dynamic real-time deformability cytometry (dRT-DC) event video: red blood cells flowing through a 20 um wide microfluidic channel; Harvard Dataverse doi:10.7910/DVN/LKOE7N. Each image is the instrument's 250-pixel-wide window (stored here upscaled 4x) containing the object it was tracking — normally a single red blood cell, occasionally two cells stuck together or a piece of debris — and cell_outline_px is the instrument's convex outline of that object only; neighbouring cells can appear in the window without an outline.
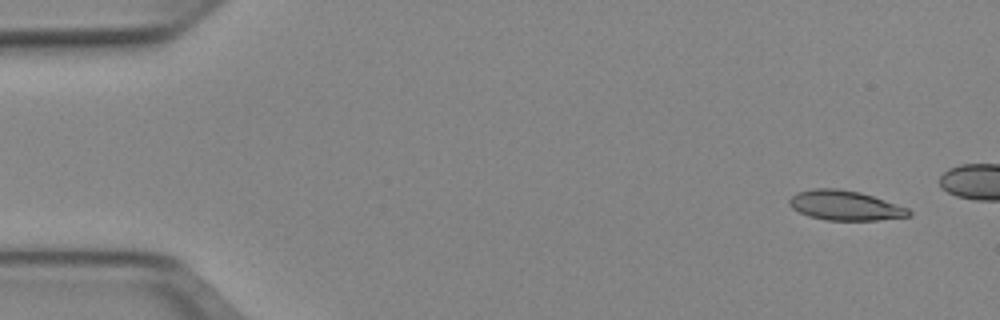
{"species": "Egyptian fruit bat (a non-hibernating species)", "species_latin": "Rousettus aegyptiacus", "temperature_condition": "cold", "stored_images_in_passage": 15, "camera_frame_rate_fps": 3000, "um_per_image_px": 0.085, "animal": {"sex": "female"}, "frame": {"image": 1, "passage_image": 3, "time_ms": 0.667, "image_size_px": [1000, 320], "cell_outline_px": [[912, 216], [876, 220], [824, 220], [808, 216], [792, 208], [788, 204], [788, 200], [796, 192], [816, 188], [836, 188], [860, 192], [908, 208], [912, 212]], "centroid_in_image_um": [71.81, 17.46], "position_along_channel_um": 13.2, "area_um2": 20.69}}